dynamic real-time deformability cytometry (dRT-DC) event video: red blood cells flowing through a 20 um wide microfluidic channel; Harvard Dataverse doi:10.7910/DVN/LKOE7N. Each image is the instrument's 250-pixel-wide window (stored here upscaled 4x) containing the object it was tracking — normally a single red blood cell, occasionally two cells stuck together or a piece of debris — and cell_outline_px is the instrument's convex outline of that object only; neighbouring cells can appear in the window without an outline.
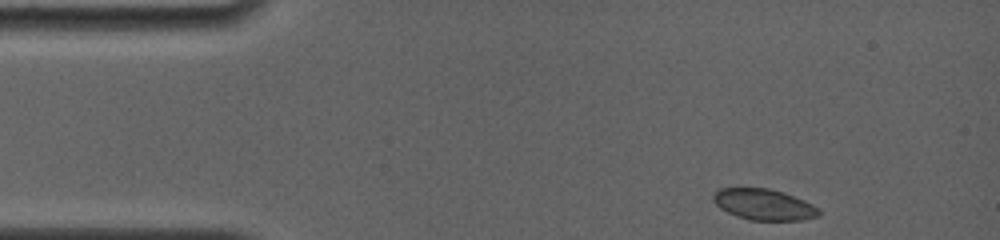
{"species": "common noctule bat (a hibernating species)", "species_latin": "Nyctalus noctula", "temperature_condition": "room temperature", "stored_images_in_passage": 38, "camera_frame_rate_fps": 4000, "um_per_image_px": 0.085, "animal": {"sex": "female", "body_mass_g": 19.0, "forearm_length_mm": 56.7}, "frame": {"image": 1, "passage_image": 1, "time_ms": 0.0, "image_size_px": [1000, 240], "cell_outline_px": [[820, 216], [804, 220], [748, 220], [736, 216], [720, 208], [712, 200], [712, 196], [720, 188], [768, 188], [784, 192], [804, 200], [820, 208]], "centroid_in_image_um": [64.95, 17.39], "position_along_channel_um": 20.0, "area_um2": 19.25}}
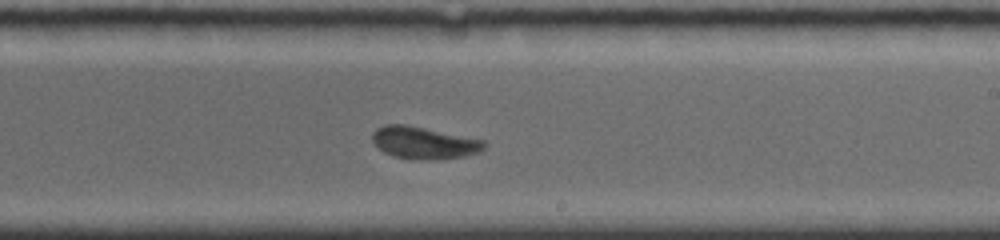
{"frame": {"image": 2, "passage_image": 22, "time_ms": 8.0, "image_size_px": [1000, 240], "cell_outline_px": [[488, 144], [484, 148], [476, 152], [464, 156], [432, 160], [416, 160], [392, 156], [384, 152], [372, 140], [372, 132], [376, 128], [384, 124], [408, 124], [484, 140]], "centroid_in_image_um": [36.01, 12.13], "position_along_channel_um": 253.0, "area_um2": 21.1}}
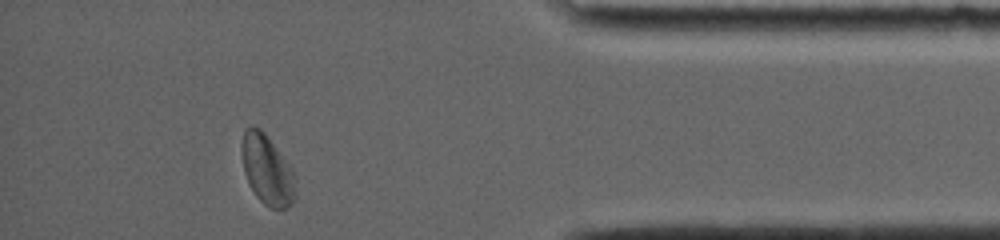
{"frame": {"image": 3, "passage_image": 37, "time_ms": 12.75, "image_size_px": [1000, 240], "cell_outline_px": [[296, 192], [292, 204], [288, 208], [268, 208], [256, 196], [244, 172], [240, 152], [240, 144], [244, 128], [252, 124], [260, 128], [264, 132], [292, 168], [296, 176]], "centroid_in_image_um": [22.69, 14.4], "position_along_channel_um": 412.5, "area_um2": 22.31}, "authors_computed_cell_mechanics": {"area_um2": 21.0392, "velocity_mm_per_s": 3.8215, "shape_relaxation_time_tau1_ms": 4.6875, "shape_relaxation_time_tau2_ms": 0.9102, "deformation_change_tau1": 0.1132, "deformation_change_tau2": 0.0387}}